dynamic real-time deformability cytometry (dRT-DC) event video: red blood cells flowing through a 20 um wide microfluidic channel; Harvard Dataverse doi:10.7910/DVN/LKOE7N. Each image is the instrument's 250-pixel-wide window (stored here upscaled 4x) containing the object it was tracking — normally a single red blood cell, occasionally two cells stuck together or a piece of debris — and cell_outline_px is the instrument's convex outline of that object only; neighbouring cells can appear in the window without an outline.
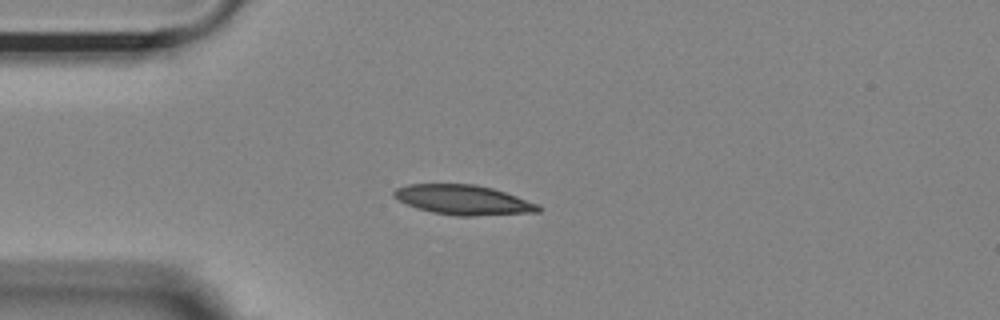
{"species": "Egyptian fruit bat (a non-hibernating species)", "species_latin": "Rousettus aegyptiacus", "temperature_condition": "room temperature", "stored_images_in_passage": 7, "camera_frame_rate_fps": 3000, "um_per_image_px": 0.085, "animal": {"sex": "female"}, "frame": {"image": 1, "passage_image": 1, "time_ms": 0.0, "image_size_px": [1000, 320], "cell_outline_px": [[540, 212], [472, 216], [456, 216], [432, 212], [416, 208], [392, 196], [392, 192], [396, 188], [408, 184], [476, 184], [492, 188], [540, 204]], "centroid_in_image_um": [39.38, 16.99], "position_along_channel_um": 45.6, "area_um2": 25.03}}
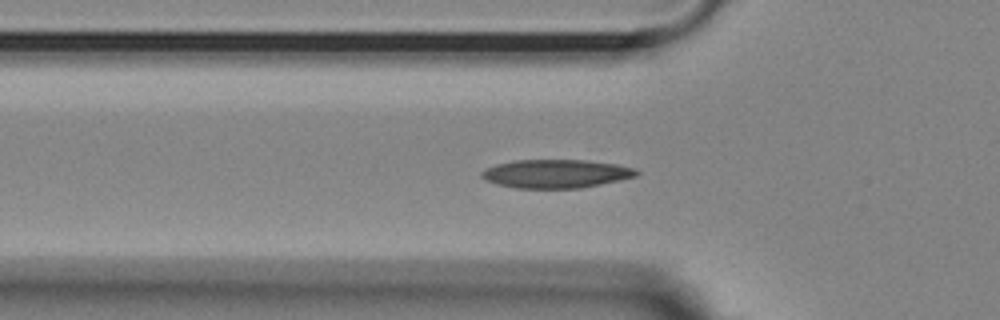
{"frame": {"image": 2, "passage_image": 5, "time_ms": 1.333, "image_size_px": [1000, 320], "cell_outline_px": [[640, 172], [636, 176], [620, 180], [580, 188], [516, 188], [496, 184], [484, 180], [480, 176], [480, 172], [484, 168], [496, 164], [516, 160], [584, 160], [616, 164], [632, 168]], "centroid_in_image_um": [47.19, 14.76], "position_along_channel_um": 78.6, "area_um2": 25.72}}